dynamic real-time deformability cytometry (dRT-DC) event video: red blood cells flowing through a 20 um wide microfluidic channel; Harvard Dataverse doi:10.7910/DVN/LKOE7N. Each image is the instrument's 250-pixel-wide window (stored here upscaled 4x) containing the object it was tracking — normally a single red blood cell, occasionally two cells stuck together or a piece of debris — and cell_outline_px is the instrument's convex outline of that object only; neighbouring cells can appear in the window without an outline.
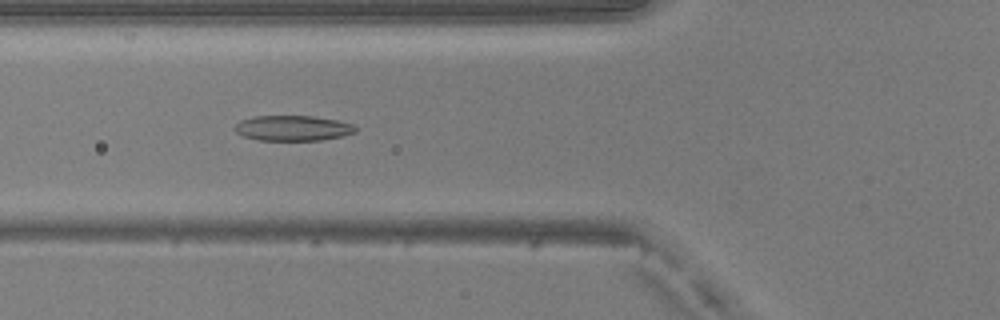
{"species": "common noctule bat (a hibernating species)", "species_latin": "Nyctalus noctula", "temperature_condition": "warm", "stored_images_in_passage": 50, "camera_frame_rate_fps": 3000, "um_per_image_px": 0.085, "animal": {"sex": "male", "body_mass_g": 20.5, "forearm_length_mm": 52.5}, "frame": {"image": 1, "passage_image": 19, "time_ms": 6.0, "image_size_px": [1000, 320], "cell_outline_px": [[356, 132], [340, 136], [320, 140], [260, 140], [244, 136], [236, 132], [232, 128], [240, 120], [256, 116], [312, 116], [336, 120], [352, 124], [356, 128]], "centroid_in_image_um": [24.85, 10.89], "position_along_channel_um": 100.9, "area_um2": 17.63}}
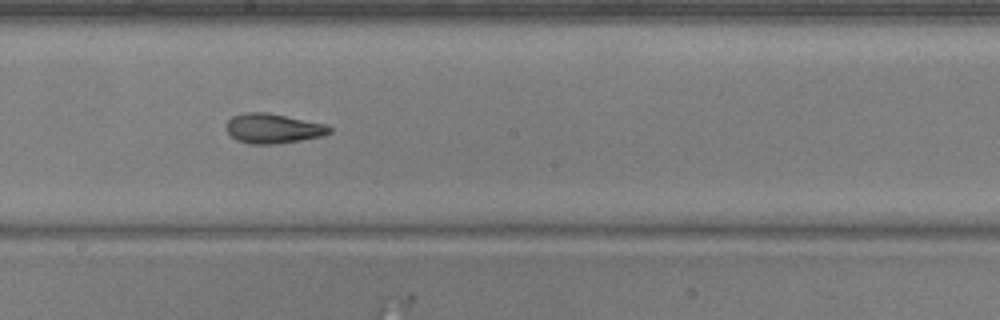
{"frame": {"image": 2, "passage_image": 28, "time_ms": 9.0, "image_size_px": [1000, 320], "cell_outline_px": [[332, 132], [324, 136], [276, 144], [248, 144], [236, 140], [224, 128], [228, 120], [232, 116], [244, 112], [268, 112], [328, 124], [332, 128]], "centroid_in_image_um": [23.23, 10.91], "position_along_channel_um": 225.0, "area_um2": 18.26}}
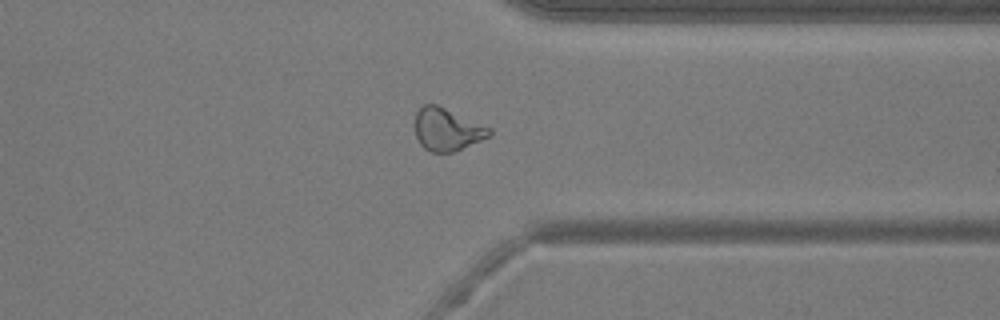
{"frame": {"image": 3, "passage_image": 39, "time_ms": 12.667, "image_size_px": [1000, 320], "cell_outline_px": [[492, 136], [452, 152], [432, 152], [424, 148], [420, 144], [416, 136], [416, 112], [424, 104], [436, 104], [492, 128]], "centroid_in_image_um": [38.03, 11.01], "position_along_channel_um": 373.4, "area_um2": 18.32}, "authors_computed_cell_mechanics": {"area_um2": 18.8428, "velocity_mm_per_s": 4.11, "shape_relaxation_time_tau1_ms": 4.9057, "shape_relaxation_time_tau2_ms": 2.2679, "deformation_change_tau1": 0.1751, "deformation_change_tau2": 0.1004}}